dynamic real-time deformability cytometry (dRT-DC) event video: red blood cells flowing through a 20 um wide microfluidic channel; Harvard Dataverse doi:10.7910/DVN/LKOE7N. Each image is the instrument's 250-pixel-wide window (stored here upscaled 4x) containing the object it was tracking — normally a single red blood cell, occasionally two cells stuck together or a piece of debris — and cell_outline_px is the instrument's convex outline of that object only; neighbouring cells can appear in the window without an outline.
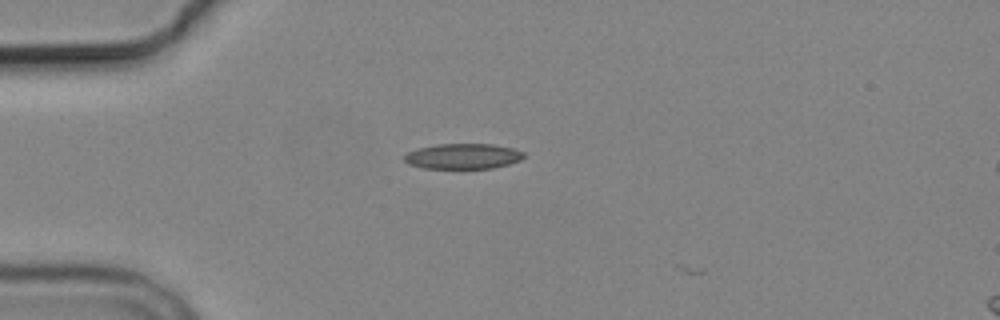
{"species": "common noctule bat (a hibernating species)", "species_latin": "Nyctalus noctula", "temperature_condition": "cold", "stored_images_in_passage": 2, "camera_frame_rate_fps": 3000, "um_per_image_px": 0.085, "animal": {"sex": "male", "body_mass_g": 19.2, "forearm_length_mm": 51.8}, "frame": {"image": 1, "passage_image": 1, "time_ms": 0.0, "image_size_px": [1000, 320], "cell_outline_px": [[524, 156], [520, 160], [508, 164], [492, 168], [424, 168], [408, 164], [404, 160], [404, 156], [408, 152], [416, 148], [436, 144], [492, 144], [512, 148], [524, 152]], "centroid_in_image_um": [39.33, 13.27], "position_along_channel_um": 45.7, "area_um2": 17.63}}